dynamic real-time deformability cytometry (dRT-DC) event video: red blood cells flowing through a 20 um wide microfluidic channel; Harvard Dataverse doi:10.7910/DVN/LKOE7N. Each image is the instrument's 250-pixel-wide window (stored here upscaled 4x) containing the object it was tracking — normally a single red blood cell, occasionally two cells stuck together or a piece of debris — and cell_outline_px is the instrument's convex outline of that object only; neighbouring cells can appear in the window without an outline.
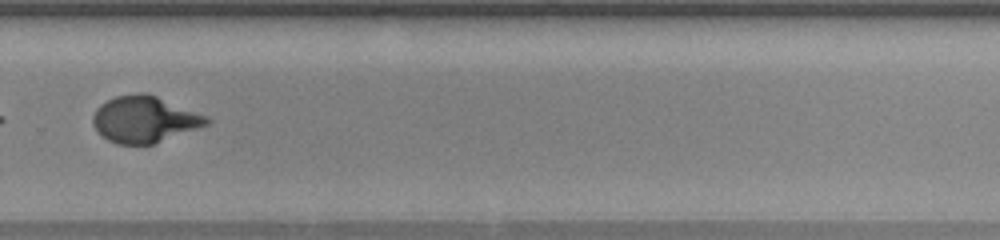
{"species": "human", "species_latin": "Homo sapiens", "temperature_condition": "warm", "stored_images_in_passage": 40, "segment_of_instrument_passage": [2, 2], "camera_frame_rate_fps": 3000, "um_per_image_px": 0.085, "donor": {"sex": "female"}, "frame": {"image": 1, "passage_image": 37, "time_ms": 12.0, "image_size_px": [1000, 240], "cell_outline_px": [[212, 120], [208, 124], [152, 144], [116, 144], [108, 140], [92, 124], [92, 116], [96, 108], [100, 104], [116, 96], [140, 92], [144, 92], [156, 96], [208, 116]], "centroid_in_image_um": [12.26, 10.13], "position_along_channel_um": 317.5, "area_um2": 30.46}}